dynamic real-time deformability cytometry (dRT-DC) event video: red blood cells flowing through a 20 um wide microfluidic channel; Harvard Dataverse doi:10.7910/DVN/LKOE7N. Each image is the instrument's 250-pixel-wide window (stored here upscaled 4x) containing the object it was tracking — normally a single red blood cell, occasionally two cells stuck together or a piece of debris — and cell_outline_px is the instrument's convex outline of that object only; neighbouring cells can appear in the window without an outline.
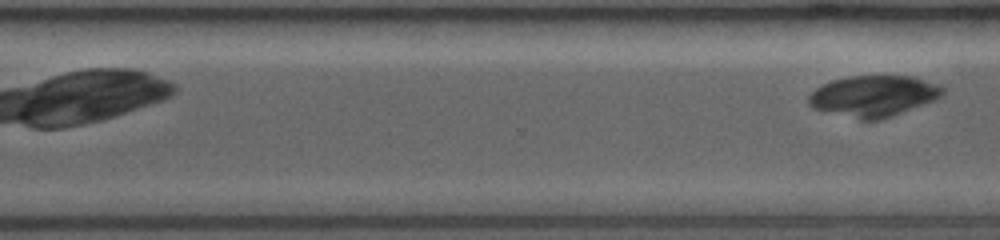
{"species": "common noctule bat (a hibernating species)", "species_latin": "Nyctalus noctula", "temperature_condition": "room temperature", "stored_images_in_passage": 13, "camera_frame_rate_fps": 3500, "um_per_image_px": 0.085, "animal": {"sex": "female", "body_mass_g": 19.0, "forearm_length_mm": 53.3}, "frame": {"image": 1, "passage_image": 13, "time_ms": 7.714, "image_size_px": [1000, 240], "cell_outline_px": [[944, 92], [940, 96], [932, 100], [892, 116], [880, 120], [860, 120], [812, 108], [808, 104], [808, 96], [816, 88], [824, 84], [836, 80], [852, 76], [912, 76], [924, 80], [944, 88]], "centroid_in_image_um": [74.21, 8.17], "position_along_channel_um": 296.4, "area_um2": 31.5}}